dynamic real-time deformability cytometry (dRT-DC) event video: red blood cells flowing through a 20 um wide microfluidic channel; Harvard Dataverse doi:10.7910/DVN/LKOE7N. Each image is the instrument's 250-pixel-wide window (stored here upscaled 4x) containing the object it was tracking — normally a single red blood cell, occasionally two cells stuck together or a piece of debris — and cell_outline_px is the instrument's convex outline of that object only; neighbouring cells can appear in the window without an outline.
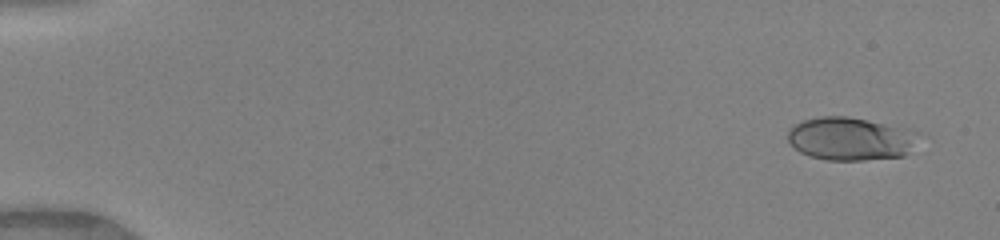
{"species": "human", "species_latin": "Homo sapiens", "temperature_condition": "warm", "stored_images_in_passage": 50, "camera_frame_rate_fps": 3000, "um_per_image_px": 0.085, "donor": {"sex": "female"}, "frame": {"image": 1, "passage_image": 3, "time_ms": 0.667, "image_size_px": [1000, 240], "cell_outline_px": [[920, 132], [904, 156], [864, 160], [824, 160], [808, 156], [800, 152], [788, 140], [788, 132], [796, 124], [804, 120], [820, 116], [848, 116], [908, 128]], "centroid_in_image_um": [72.28, 11.79], "position_along_channel_um": 12.7, "area_um2": 32.66}}
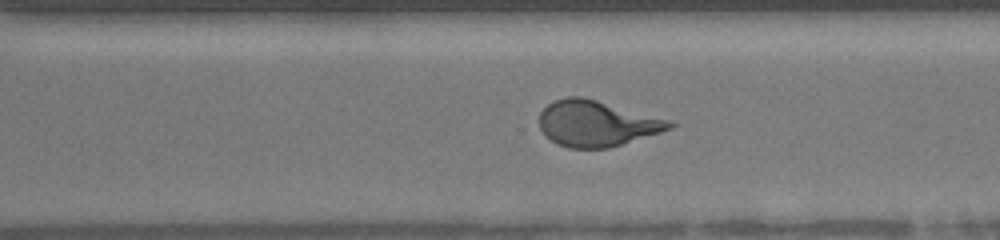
{"frame": {"image": 2, "passage_image": 36, "time_ms": 11.667, "image_size_px": [1000, 240], "cell_outline_px": [[676, 124], [672, 128], [660, 132], [608, 148], [568, 148], [556, 144], [540, 128], [540, 112], [548, 104], [556, 100], [568, 96], [584, 96], [672, 120]], "centroid_in_image_um": [50.74, 10.48], "position_along_channel_um": 319.9, "area_um2": 34.74}}
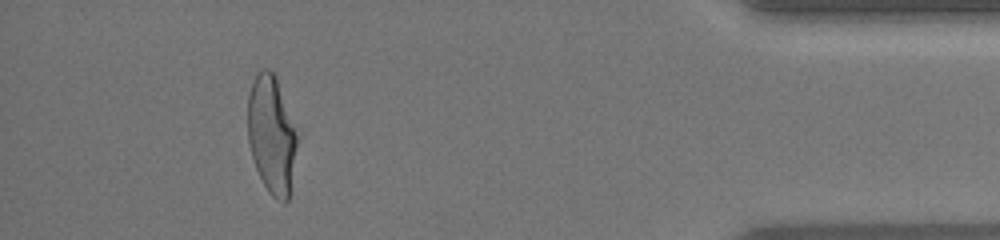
{"frame": {"image": 3, "passage_image": 46, "time_ms": 15.0, "image_size_px": [1000, 240], "cell_outline_px": [[300, 136], [288, 200], [284, 204], [276, 200], [268, 192], [256, 168], [252, 156], [248, 140], [248, 96], [256, 72], [264, 68], [268, 68], [276, 76], [300, 128]], "centroid_in_image_um": [23.16, 11.42], "position_along_channel_um": 412.0, "area_um2": 35.26}, "authors_computed_cell_mechanics": {"area_um2": 34.9112, "velocity_mm_per_s": 4.1303, "shape_relaxation_time_tau1_ms": 4.2087, "shape_relaxation_time_tau2_ms": null, "deformation_change_tau1": 0.2002, "deformation_change_tau2": null}}